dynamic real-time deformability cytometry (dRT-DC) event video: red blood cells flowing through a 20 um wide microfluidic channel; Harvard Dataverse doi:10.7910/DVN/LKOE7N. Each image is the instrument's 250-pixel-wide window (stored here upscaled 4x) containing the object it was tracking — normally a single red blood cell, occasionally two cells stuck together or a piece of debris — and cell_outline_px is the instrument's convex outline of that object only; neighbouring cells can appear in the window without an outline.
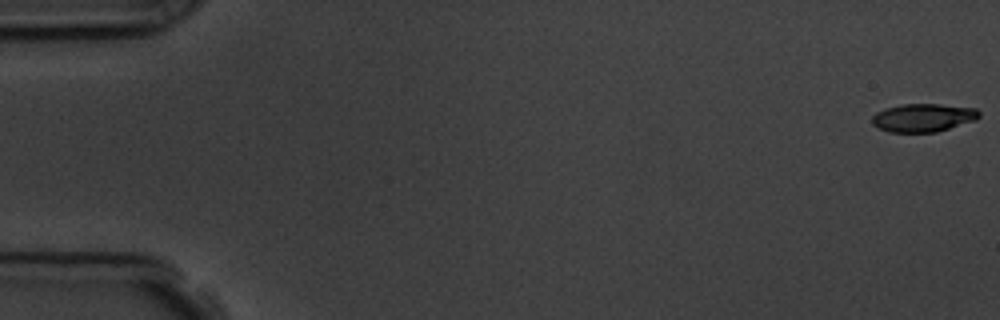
{"species": "common noctule bat (a hibernating species)", "species_latin": "Nyctalus noctula", "temperature_condition": "room temperature", "stored_images_in_passage": 14, "camera_frame_rate_fps": 3000, "um_per_image_px": 0.085, "animal": {"sex": "male", "body_mass_g": 19.5, "forearm_length_mm": 54.6}, "frame": {"image": 1, "passage_image": 1, "time_ms": 0.0, "image_size_px": [1000, 320], "cell_outline_px": [[980, 116], [976, 120], [936, 132], [888, 132], [872, 124], [872, 116], [876, 112], [884, 108], [904, 104], [940, 104], [976, 108], [980, 112]], "centroid_in_image_um": [78.47, 10.0], "position_along_channel_um": 6.5, "area_um2": 17.63}}